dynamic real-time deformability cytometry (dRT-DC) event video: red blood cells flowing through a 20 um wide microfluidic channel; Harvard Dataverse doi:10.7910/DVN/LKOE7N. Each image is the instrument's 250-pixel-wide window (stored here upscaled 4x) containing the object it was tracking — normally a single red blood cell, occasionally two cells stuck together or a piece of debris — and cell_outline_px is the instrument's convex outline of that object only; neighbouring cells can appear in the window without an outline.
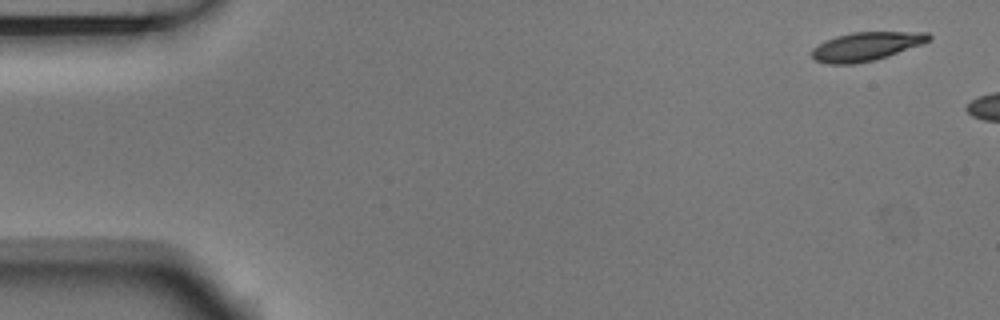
{"species": "Egyptian fruit bat (a non-hibernating species)", "species_latin": "Rousettus aegyptiacus", "temperature_condition": "room temperature", "stored_images_in_passage": 3, "camera_frame_rate_fps": 3000, "um_per_image_px": 0.085, "animal": {"sex": "male"}, "frame": {"image": 1, "passage_image": 1, "time_ms": 0.0, "image_size_px": [1000, 320], "cell_outline_px": [[932, 40], [888, 56], [876, 60], [852, 64], [828, 64], [816, 60], [812, 56], [812, 48], [816, 44], [824, 40], [836, 36], [852, 32], [928, 32], [932, 36]], "centroid_in_image_um": [73.61, 3.94], "position_along_channel_um": 11.4, "area_um2": 19.65}}